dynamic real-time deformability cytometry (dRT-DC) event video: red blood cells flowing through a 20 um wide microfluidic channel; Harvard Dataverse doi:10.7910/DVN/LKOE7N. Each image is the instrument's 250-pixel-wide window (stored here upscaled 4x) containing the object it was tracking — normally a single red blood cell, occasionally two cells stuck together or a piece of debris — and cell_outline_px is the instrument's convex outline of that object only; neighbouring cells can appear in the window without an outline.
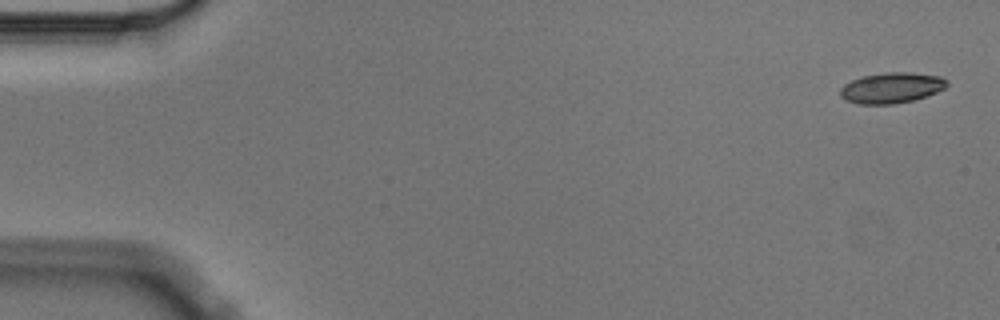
{"species": "Egyptian fruit bat (a non-hibernating species)", "species_latin": "Rousettus aegyptiacus", "temperature_condition": "cold", "stored_images_in_passage": 4, "camera_frame_rate_fps": 3000, "um_per_image_px": 0.085, "animal": {"sex": "male"}, "frame": {"image": 1, "passage_image": 1, "time_ms": 0.0, "image_size_px": [1000, 320], "cell_outline_px": [[948, 84], [944, 88], [936, 92], [912, 100], [892, 104], [860, 104], [848, 100], [840, 96], [840, 88], [844, 84], [852, 80], [864, 76], [884, 72], [912, 72], [940, 76], [948, 80]], "centroid_in_image_um": [75.78, 7.45], "position_along_channel_um": 9.2, "area_um2": 18.9}}